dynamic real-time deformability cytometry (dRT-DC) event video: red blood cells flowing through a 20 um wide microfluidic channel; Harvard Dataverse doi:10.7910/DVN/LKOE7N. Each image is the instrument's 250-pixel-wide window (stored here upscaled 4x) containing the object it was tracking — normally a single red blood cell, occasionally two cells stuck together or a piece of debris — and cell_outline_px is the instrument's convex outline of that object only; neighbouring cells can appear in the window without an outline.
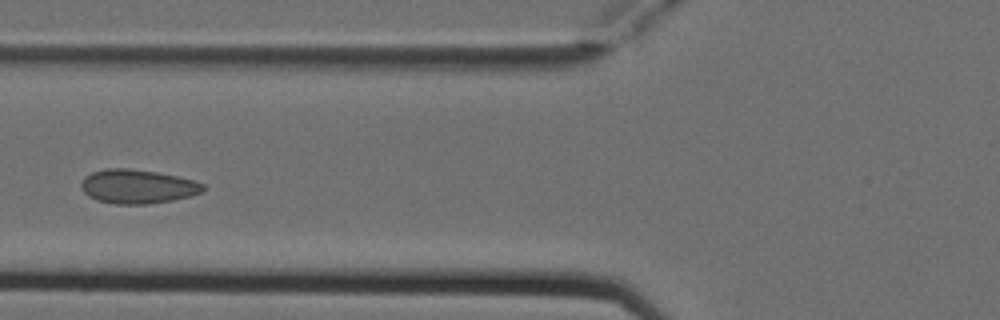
{"species": "Egyptian fruit bat (a non-hibernating species)", "species_latin": "Rousettus aegyptiacus", "temperature_condition": "cold", "stored_images_in_passage": 5, "camera_frame_rate_fps": 3000, "um_per_image_px": 0.085, "animal": {"sex": "female"}, "frame": {"image": 1, "passage_image": 5, "time_ms": 1.333, "image_size_px": [1000, 320], "cell_outline_px": [[204, 192], [192, 196], [172, 200], [148, 204], [116, 204], [96, 200], [88, 196], [80, 188], [80, 184], [84, 176], [92, 172], [104, 168], [132, 168], [156, 172], [176, 176], [192, 180], [204, 184]], "centroid_in_image_um": [11.66, 15.85], "position_along_channel_um": 114.1, "area_um2": 24.39}}